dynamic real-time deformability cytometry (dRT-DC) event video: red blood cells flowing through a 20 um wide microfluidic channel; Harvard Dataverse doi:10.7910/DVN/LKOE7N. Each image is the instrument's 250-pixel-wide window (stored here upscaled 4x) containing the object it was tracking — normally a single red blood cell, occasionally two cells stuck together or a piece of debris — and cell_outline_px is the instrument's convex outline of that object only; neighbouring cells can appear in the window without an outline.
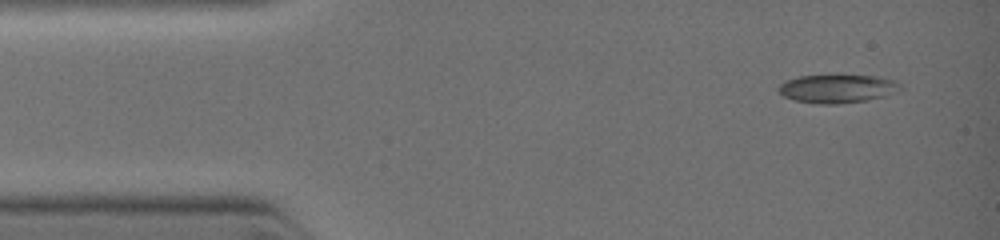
{"species": "common noctule bat (a hibernating species)", "species_latin": "Nyctalus noctula", "temperature_condition": "warm", "stored_images_in_passage": 5, "camera_frame_rate_fps": 3000, "um_per_image_px": 0.085, "animal": {"sex": "female", "body_mass_g": 19.0, "forearm_length_mm": 51.5}, "frame": {"image": 1, "passage_image": 1, "time_ms": 0.0, "image_size_px": [1000, 240], "cell_outline_px": [[904, 88], [884, 96], [864, 100], [836, 104], [820, 104], [796, 100], [784, 96], [780, 92], [780, 84], [784, 80], [800, 76], [876, 76], [892, 80], [900, 84]], "centroid_in_image_um": [71.17, 7.53], "position_along_channel_um": 13.8, "area_um2": 19.65}}
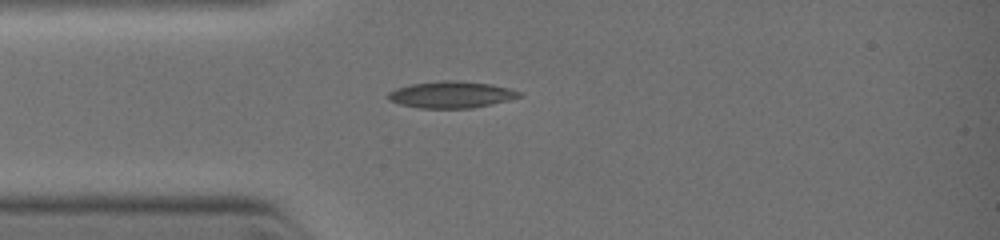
{"frame": {"image": 2, "passage_image": 4, "time_ms": 2.0, "image_size_px": [1000, 240], "cell_outline_px": [[524, 96], [492, 104], [472, 108], [420, 108], [400, 104], [388, 100], [388, 92], [396, 88], [412, 84], [488, 84], [508, 88], [524, 92]], "centroid_in_image_um": [38.39, 8.11], "position_along_channel_um": 46.6, "area_um2": 19.07}}